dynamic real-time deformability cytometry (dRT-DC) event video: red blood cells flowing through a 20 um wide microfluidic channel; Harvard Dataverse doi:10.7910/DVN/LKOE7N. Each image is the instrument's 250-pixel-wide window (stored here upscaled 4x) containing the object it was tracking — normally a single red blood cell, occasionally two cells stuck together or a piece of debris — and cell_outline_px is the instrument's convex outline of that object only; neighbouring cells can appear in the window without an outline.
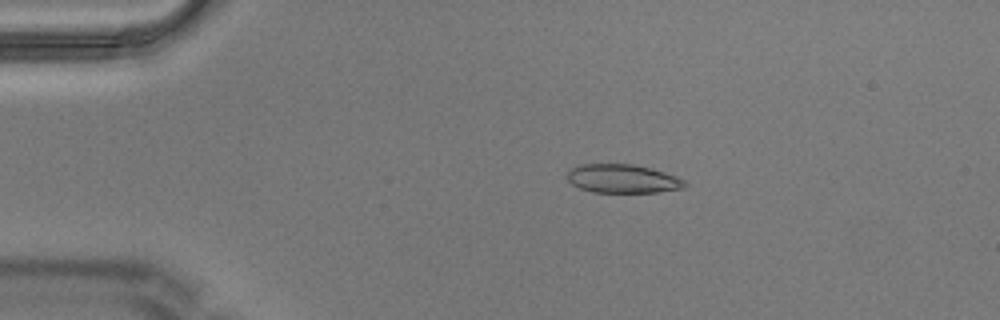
{"species": "Egyptian fruit bat (a non-hibernating species)", "species_latin": "Rousettus aegyptiacus", "temperature_condition": "warm", "stored_images_in_passage": 6, "camera_frame_rate_fps": 3000, "um_per_image_px": 0.085, "animal": {"sex": "male"}, "frame": {"image": 1, "passage_image": 4, "time_ms": 1.0, "image_size_px": [1000, 320], "cell_outline_px": [[688, 184], [684, 188], [656, 192], [592, 192], [580, 188], [572, 184], [568, 180], [568, 172], [572, 168], [580, 164], [632, 164], [652, 168], [676, 176], [684, 180]], "centroid_in_image_um": [52.95, 15.19], "position_along_channel_um": 32.1, "area_um2": 19.59}}